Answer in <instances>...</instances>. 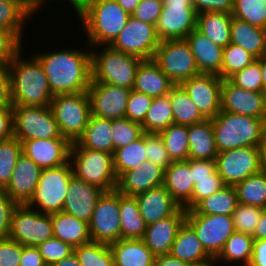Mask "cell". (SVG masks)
<instances>
[{
    "instance_id": "58",
    "label": "cell",
    "mask_w": 266,
    "mask_h": 266,
    "mask_svg": "<svg viewBox=\"0 0 266 266\" xmlns=\"http://www.w3.org/2000/svg\"><path fill=\"white\" fill-rule=\"evenodd\" d=\"M23 245L8 238H0V266H19Z\"/></svg>"
},
{
    "instance_id": "37",
    "label": "cell",
    "mask_w": 266,
    "mask_h": 266,
    "mask_svg": "<svg viewBox=\"0 0 266 266\" xmlns=\"http://www.w3.org/2000/svg\"><path fill=\"white\" fill-rule=\"evenodd\" d=\"M121 239H142L147 225L135 197L119 193Z\"/></svg>"
},
{
    "instance_id": "53",
    "label": "cell",
    "mask_w": 266,
    "mask_h": 266,
    "mask_svg": "<svg viewBox=\"0 0 266 266\" xmlns=\"http://www.w3.org/2000/svg\"><path fill=\"white\" fill-rule=\"evenodd\" d=\"M36 247L39 249L46 266H51L74 252L73 247L55 237L40 243Z\"/></svg>"
},
{
    "instance_id": "26",
    "label": "cell",
    "mask_w": 266,
    "mask_h": 266,
    "mask_svg": "<svg viewBox=\"0 0 266 266\" xmlns=\"http://www.w3.org/2000/svg\"><path fill=\"white\" fill-rule=\"evenodd\" d=\"M146 225L174 215L181 207L161 185L135 196Z\"/></svg>"
},
{
    "instance_id": "67",
    "label": "cell",
    "mask_w": 266,
    "mask_h": 266,
    "mask_svg": "<svg viewBox=\"0 0 266 266\" xmlns=\"http://www.w3.org/2000/svg\"><path fill=\"white\" fill-rule=\"evenodd\" d=\"M154 266H190V264L181 261L170 254H165L155 257Z\"/></svg>"
},
{
    "instance_id": "41",
    "label": "cell",
    "mask_w": 266,
    "mask_h": 266,
    "mask_svg": "<svg viewBox=\"0 0 266 266\" xmlns=\"http://www.w3.org/2000/svg\"><path fill=\"white\" fill-rule=\"evenodd\" d=\"M171 124H174V117L170 103V93L153 98L146 117L141 123L143 132L159 134Z\"/></svg>"
},
{
    "instance_id": "49",
    "label": "cell",
    "mask_w": 266,
    "mask_h": 266,
    "mask_svg": "<svg viewBox=\"0 0 266 266\" xmlns=\"http://www.w3.org/2000/svg\"><path fill=\"white\" fill-rule=\"evenodd\" d=\"M140 123L127 118L112 119L113 152L136 141L143 135Z\"/></svg>"
},
{
    "instance_id": "59",
    "label": "cell",
    "mask_w": 266,
    "mask_h": 266,
    "mask_svg": "<svg viewBox=\"0 0 266 266\" xmlns=\"http://www.w3.org/2000/svg\"><path fill=\"white\" fill-rule=\"evenodd\" d=\"M18 204L0 189V238H8L11 226V216Z\"/></svg>"
},
{
    "instance_id": "14",
    "label": "cell",
    "mask_w": 266,
    "mask_h": 266,
    "mask_svg": "<svg viewBox=\"0 0 266 266\" xmlns=\"http://www.w3.org/2000/svg\"><path fill=\"white\" fill-rule=\"evenodd\" d=\"M185 221L194 229L211 257L219 255L227 239L235 232L233 218L228 215H203L186 210Z\"/></svg>"
},
{
    "instance_id": "63",
    "label": "cell",
    "mask_w": 266,
    "mask_h": 266,
    "mask_svg": "<svg viewBox=\"0 0 266 266\" xmlns=\"http://www.w3.org/2000/svg\"><path fill=\"white\" fill-rule=\"evenodd\" d=\"M14 136L12 108H0V141Z\"/></svg>"
},
{
    "instance_id": "28",
    "label": "cell",
    "mask_w": 266,
    "mask_h": 266,
    "mask_svg": "<svg viewBox=\"0 0 266 266\" xmlns=\"http://www.w3.org/2000/svg\"><path fill=\"white\" fill-rule=\"evenodd\" d=\"M174 84L169 77L151 60H143L136 72L135 91L157 98L170 93Z\"/></svg>"
},
{
    "instance_id": "60",
    "label": "cell",
    "mask_w": 266,
    "mask_h": 266,
    "mask_svg": "<svg viewBox=\"0 0 266 266\" xmlns=\"http://www.w3.org/2000/svg\"><path fill=\"white\" fill-rule=\"evenodd\" d=\"M190 170L194 184H196V179L221 178L216 171L215 160L190 159Z\"/></svg>"
},
{
    "instance_id": "71",
    "label": "cell",
    "mask_w": 266,
    "mask_h": 266,
    "mask_svg": "<svg viewBox=\"0 0 266 266\" xmlns=\"http://www.w3.org/2000/svg\"><path fill=\"white\" fill-rule=\"evenodd\" d=\"M117 3L130 15L135 11L141 0H116Z\"/></svg>"
},
{
    "instance_id": "73",
    "label": "cell",
    "mask_w": 266,
    "mask_h": 266,
    "mask_svg": "<svg viewBox=\"0 0 266 266\" xmlns=\"http://www.w3.org/2000/svg\"><path fill=\"white\" fill-rule=\"evenodd\" d=\"M220 266L219 263L217 262L216 257H210L207 260H204L202 262H198V263H193L190 264V266Z\"/></svg>"
},
{
    "instance_id": "52",
    "label": "cell",
    "mask_w": 266,
    "mask_h": 266,
    "mask_svg": "<svg viewBox=\"0 0 266 266\" xmlns=\"http://www.w3.org/2000/svg\"><path fill=\"white\" fill-rule=\"evenodd\" d=\"M145 147L147 159L153 164L162 167L164 170L173 162L159 134L145 133Z\"/></svg>"
},
{
    "instance_id": "43",
    "label": "cell",
    "mask_w": 266,
    "mask_h": 266,
    "mask_svg": "<svg viewBox=\"0 0 266 266\" xmlns=\"http://www.w3.org/2000/svg\"><path fill=\"white\" fill-rule=\"evenodd\" d=\"M147 160L145 133L131 144L113 152V166L119 178L124 172L138 167Z\"/></svg>"
},
{
    "instance_id": "25",
    "label": "cell",
    "mask_w": 266,
    "mask_h": 266,
    "mask_svg": "<svg viewBox=\"0 0 266 266\" xmlns=\"http://www.w3.org/2000/svg\"><path fill=\"white\" fill-rule=\"evenodd\" d=\"M163 186L173 199L185 210H192L194 182L190 170V158L186 161H173L165 169Z\"/></svg>"
},
{
    "instance_id": "24",
    "label": "cell",
    "mask_w": 266,
    "mask_h": 266,
    "mask_svg": "<svg viewBox=\"0 0 266 266\" xmlns=\"http://www.w3.org/2000/svg\"><path fill=\"white\" fill-rule=\"evenodd\" d=\"M185 218L186 210L181 207L174 215L147 225L142 240L155 256L169 254Z\"/></svg>"
},
{
    "instance_id": "32",
    "label": "cell",
    "mask_w": 266,
    "mask_h": 266,
    "mask_svg": "<svg viewBox=\"0 0 266 266\" xmlns=\"http://www.w3.org/2000/svg\"><path fill=\"white\" fill-rule=\"evenodd\" d=\"M71 147L104 151L113 154L112 119L90 116L83 135Z\"/></svg>"
},
{
    "instance_id": "38",
    "label": "cell",
    "mask_w": 266,
    "mask_h": 266,
    "mask_svg": "<svg viewBox=\"0 0 266 266\" xmlns=\"http://www.w3.org/2000/svg\"><path fill=\"white\" fill-rule=\"evenodd\" d=\"M254 238L242 232H234L225 242L219 255L216 257L219 264L240 265L249 264L252 257Z\"/></svg>"
},
{
    "instance_id": "66",
    "label": "cell",
    "mask_w": 266,
    "mask_h": 266,
    "mask_svg": "<svg viewBox=\"0 0 266 266\" xmlns=\"http://www.w3.org/2000/svg\"><path fill=\"white\" fill-rule=\"evenodd\" d=\"M48 1H50L51 3H52V1L55 2V0H31L34 11L35 12L41 11L39 9H41L43 6H45V3L47 4ZM57 1H59V2L67 1L68 4H70V6H73V7H71L73 9L72 11H76L74 13L77 14L84 7L87 0H56V2Z\"/></svg>"
},
{
    "instance_id": "21",
    "label": "cell",
    "mask_w": 266,
    "mask_h": 266,
    "mask_svg": "<svg viewBox=\"0 0 266 266\" xmlns=\"http://www.w3.org/2000/svg\"><path fill=\"white\" fill-rule=\"evenodd\" d=\"M103 193L100 188L73 175L69 181L62 211L89 223L96 203Z\"/></svg>"
},
{
    "instance_id": "17",
    "label": "cell",
    "mask_w": 266,
    "mask_h": 266,
    "mask_svg": "<svg viewBox=\"0 0 266 266\" xmlns=\"http://www.w3.org/2000/svg\"><path fill=\"white\" fill-rule=\"evenodd\" d=\"M223 80L216 74L201 73L184 81L180 86L206 120L215 118L221 111Z\"/></svg>"
},
{
    "instance_id": "48",
    "label": "cell",
    "mask_w": 266,
    "mask_h": 266,
    "mask_svg": "<svg viewBox=\"0 0 266 266\" xmlns=\"http://www.w3.org/2000/svg\"><path fill=\"white\" fill-rule=\"evenodd\" d=\"M255 60L256 58L242 47L229 43L223 49L222 67L218 76L222 80L228 79L234 73L243 70Z\"/></svg>"
},
{
    "instance_id": "45",
    "label": "cell",
    "mask_w": 266,
    "mask_h": 266,
    "mask_svg": "<svg viewBox=\"0 0 266 266\" xmlns=\"http://www.w3.org/2000/svg\"><path fill=\"white\" fill-rule=\"evenodd\" d=\"M74 253L81 266H114L108 244L91 241L74 248Z\"/></svg>"
},
{
    "instance_id": "36",
    "label": "cell",
    "mask_w": 266,
    "mask_h": 266,
    "mask_svg": "<svg viewBox=\"0 0 266 266\" xmlns=\"http://www.w3.org/2000/svg\"><path fill=\"white\" fill-rule=\"evenodd\" d=\"M34 15L31 1H0V29L14 31L21 39L25 37L24 25Z\"/></svg>"
},
{
    "instance_id": "69",
    "label": "cell",
    "mask_w": 266,
    "mask_h": 266,
    "mask_svg": "<svg viewBox=\"0 0 266 266\" xmlns=\"http://www.w3.org/2000/svg\"><path fill=\"white\" fill-rule=\"evenodd\" d=\"M260 163L263 171H266V127L263 131L261 140L258 145Z\"/></svg>"
},
{
    "instance_id": "20",
    "label": "cell",
    "mask_w": 266,
    "mask_h": 266,
    "mask_svg": "<svg viewBox=\"0 0 266 266\" xmlns=\"http://www.w3.org/2000/svg\"><path fill=\"white\" fill-rule=\"evenodd\" d=\"M22 153L41 169H49L67 164L70 160L72 143L65 137L20 141Z\"/></svg>"
},
{
    "instance_id": "2",
    "label": "cell",
    "mask_w": 266,
    "mask_h": 266,
    "mask_svg": "<svg viewBox=\"0 0 266 266\" xmlns=\"http://www.w3.org/2000/svg\"><path fill=\"white\" fill-rule=\"evenodd\" d=\"M20 51L8 64L13 105L50 106L52 93L48 79L38 59L31 54L26 59Z\"/></svg>"
},
{
    "instance_id": "42",
    "label": "cell",
    "mask_w": 266,
    "mask_h": 266,
    "mask_svg": "<svg viewBox=\"0 0 266 266\" xmlns=\"http://www.w3.org/2000/svg\"><path fill=\"white\" fill-rule=\"evenodd\" d=\"M234 187L239 203L266 208V171L249 176Z\"/></svg>"
},
{
    "instance_id": "12",
    "label": "cell",
    "mask_w": 266,
    "mask_h": 266,
    "mask_svg": "<svg viewBox=\"0 0 266 266\" xmlns=\"http://www.w3.org/2000/svg\"><path fill=\"white\" fill-rule=\"evenodd\" d=\"M155 25L130 16L126 26L113 40V49L136 56L142 60H151L160 44Z\"/></svg>"
},
{
    "instance_id": "65",
    "label": "cell",
    "mask_w": 266,
    "mask_h": 266,
    "mask_svg": "<svg viewBox=\"0 0 266 266\" xmlns=\"http://www.w3.org/2000/svg\"><path fill=\"white\" fill-rule=\"evenodd\" d=\"M251 266H266V239L254 240Z\"/></svg>"
},
{
    "instance_id": "6",
    "label": "cell",
    "mask_w": 266,
    "mask_h": 266,
    "mask_svg": "<svg viewBox=\"0 0 266 266\" xmlns=\"http://www.w3.org/2000/svg\"><path fill=\"white\" fill-rule=\"evenodd\" d=\"M73 175L104 192L116 190L118 177L114 171L113 154L104 151L71 147Z\"/></svg>"
},
{
    "instance_id": "10",
    "label": "cell",
    "mask_w": 266,
    "mask_h": 266,
    "mask_svg": "<svg viewBox=\"0 0 266 266\" xmlns=\"http://www.w3.org/2000/svg\"><path fill=\"white\" fill-rule=\"evenodd\" d=\"M14 137L19 141L63 137L49 106L12 105Z\"/></svg>"
},
{
    "instance_id": "33",
    "label": "cell",
    "mask_w": 266,
    "mask_h": 266,
    "mask_svg": "<svg viewBox=\"0 0 266 266\" xmlns=\"http://www.w3.org/2000/svg\"><path fill=\"white\" fill-rule=\"evenodd\" d=\"M169 254L189 264L202 262L211 257L186 221L180 226Z\"/></svg>"
},
{
    "instance_id": "23",
    "label": "cell",
    "mask_w": 266,
    "mask_h": 266,
    "mask_svg": "<svg viewBox=\"0 0 266 266\" xmlns=\"http://www.w3.org/2000/svg\"><path fill=\"white\" fill-rule=\"evenodd\" d=\"M164 171L147 159L138 167L124 172L118 178L116 190L122 195L135 197L163 185Z\"/></svg>"
},
{
    "instance_id": "46",
    "label": "cell",
    "mask_w": 266,
    "mask_h": 266,
    "mask_svg": "<svg viewBox=\"0 0 266 266\" xmlns=\"http://www.w3.org/2000/svg\"><path fill=\"white\" fill-rule=\"evenodd\" d=\"M231 15L266 30V0H234Z\"/></svg>"
},
{
    "instance_id": "29",
    "label": "cell",
    "mask_w": 266,
    "mask_h": 266,
    "mask_svg": "<svg viewBox=\"0 0 266 266\" xmlns=\"http://www.w3.org/2000/svg\"><path fill=\"white\" fill-rule=\"evenodd\" d=\"M109 247L114 266H154L156 256L142 239H120Z\"/></svg>"
},
{
    "instance_id": "27",
    "label": "cell",
    "mask_w": 266,
    "mask_h": 266,
    "mask_svg": "<svg viewBox=\"0 0 266 266\" xmlns=\"http://www.w3.org/2000/svg\"><path fill=\"white\" fill-rule=\"evenodd\" d=\"M185 39L190 45L199 72L218 75L221 72L224 48L212 42L197 29Z\"/></svg>"
},
{
    "instance_id": "31",
    "label": "cell",
    "mask_w": 266,
    "mask_h": 266,
    "mask_svg": "<svg viewBox=\"0 0 266 266\" xmlns=\"http://www.w3.org/2000/svg\"><path fill=\"white\" fill-rule=\"evenodd\" d=\"M230 43L259 59L266 55V30L232 17Z\"/></svg>"
},
{
    "instance_id": "8",
    "label": "cell",
    "mask_w": 266,
    "mask_h": 266,
    "mask_svg": "<svg viewBox=\"0 0 266 266\" xmlns=\"http://www.w3.org/2000/svg\"><path fill=\"white\" fill-rule=\"evenodd\" d=\"M72 176L70 161L59 167L42 169L34 195L27 205L45 214L62 211Z\"/></svg>"
},
{
    "instance_id": "34",
    "label": "cell",
    "mask_w": 266,
    "mask_h": 266,
    "mask_svg": "<svg viewBox=\"0 0 266 266\" xmlns=\"http://www.w3.org/2000/svg\"><path fill=\"white\" fill-rule=\"evenodd\" d=\"M189 158L215 160L218 154L211 120L188 125Z\"/></svg>"
},
{
    "instance_id": "4",
    "label": "cell",
    "mask_w": 266,
    "mask_h": 266,
    "mask_svg": "<svg viewBox=\"0 0 266 266\" xmlns=\"http://www.w3.org/2000/svg\"><path fill=\"white\" fill-rule=\"evenodd\" d=\"M218 152L240 147H258L266 119L220 111L211 119Z\"/></svg>"
},
{
    "instance_id": "1",
    "label": "cell",
    "mask_w": 266,
    "mask_h": 266,
    "mask_svg": "<svg viewBox=\"0 0 266 266\" xmlns=\"http://www.w3.org/2000/svg\"><path fill=\"white\" fill-rule=\"evenodd\" d=\"M33 54L42 65L52 95L87 91L92 80L91 47Z\"/></svg>"
},
{
    "instance_id": "74",
    "label": "cell",
    "mask_w": 266,
    "mask_h": 266,
    "mask_svg": "<svg viewBox=\"0 0 266 266\" xmlns=\"http://www.w3.org/2000/svg\"><path fill=\"white\" fill-rule=\"evenodd\" d=\"M0 1H31V0H0Z\"/></svg>"
},
{
    "instance_id": "47",
    "label": "cell",
    "mask_w": 266,
    "mask_h": 266,
    "mask_svg": "<svg viewBox=\"0 0 266 266\" xmlns=\"http://www.w3.org/2000/svg\"><path fill=\"white\" fill-rule=\"evenodd\" d=\"M21 154L22 143L14 136L0 141V189H4L10 182Z\"/></svg>"
},
{
    "instance_id": "19",
    "label": "cell",
    "mask_w": 266,
    "mask_h": 266,
    "mask_svg": "<svg viewBox=\"0 0 266 266\" xmlns=\"http://www.w3.org/2000/svg\"><path fill=\"white\" fill-rule=\"evenodd\" d=\"M221 111L266 119V95L245 90L224 79L221 88Z\"/></svg>"
},
{
    "instance_id": "16",
    "label": "cell",
    "mask_w": 266,
    "mask_h": 266,
    "mask_svg": "<svg viewBox=\"0 0 266 266\" xmlns=\"http://www.w3.org/2000/svg\"><path fill=\"white\" fill-rule=\"evenodd\" d=\"M215 163L218 175L229 186H235L262 171L258 147H240L218 152Z\"/></svg>"
},
{
    "instance_id": "7",
    "label": "cell",
    "mask_w": 266,
    "mask_h": 266,
    "mask_svg": "<svg viewBox=\"0 0 266 266\" xmlns=\"http://www.w3.org/2000/svg\"><path fill=\"white\" fill-rule=\"evenodd\" d=\"M50 109L57 122L60 134L71 143L83 135L91 116L90 99L87 91L54 95Z\"/></svg>"
},
{
    "instance_id": "50",
    "label": "cell",
    "mask_w": 266,
    "mask_h": 266,
    "mask_svg": "<svg viewBox=\"0 0 266 266\" xmlns=\"http://www.w3.org/2000/svg\"><path fill=\"white\" fill-rule=\"evenodd\" d=\"M262 212V208L238 203L232 214L234 230L253 237Z\"/></svg>"
},
{
    "instance_id": "44",
    "label": "cell",
    "mask_w": 266,
    "mask_h": 266,
    "mask_svg": "<svg viewBox=\"0 0 266 266\" xmlns=\"http://www.w3.org/2000/svg\"><path fill=\"white\" fill-rule=\"evenodd\" d=\"M159 135L172 161L189 159L188 125L171 124Z\"/></svg>"
},
{
    "instance_id": "11",
    "label": "cell",
    "mask_w": 266,
    "mask_h": 266,
    "mask_svg": "<svg viewBox=\"0 0 266 266\" xmlns=\"http://www.w3.org/2000/svg\"><path fill=\"white\" fill-rule=\"evenodd\" d=\"M51 214L40 213L27 204H18L11 216L9 238L23 246H38L53 238Z\"/></svg>"
},
{
    "instance_id": "13",
    "label": "cell",
    "mask_w": 266,
    "mask_h": 266,
    "mask_svg": "<svg viewBox=\"0 0 266 266\" xmlns=\"http://www.w3.org/2000/svg\"><path fill=\"white\" fill-rule=\"evenodd\" d=\"M156 32L161 41L185 39L196 29L197 13L192 0H162Z\"/></svg>"
},
{
    "instance_id": "15",
    "label": "cell",
    "mask_w": 266,
    "mask_h": 266,
    "mask_svg": "<svg viewBox=\"0 0 266 266\" xmlns=\"http://www.w3.org/2000/svg\"><path fill=\"white\" fill-rule=\"evenodd\" d=\"M119 192H104L98 199L91 219L89 231L92 242L112 244L121 239Z\"/></svg>"
},
{
    "instance_id": "5",
    "label": "cell",
    "mask_w": 266,
    "mask_h": 266,
    "mask_svg": "<svg viewBox=\"0 0 266 266\" xmlns=\"http://www.w3.org/2000/svg\"><path fill=\"white\" fill-rule=\"evenodd\" d=\"M98 48L100 46L90 48L92 81L133 89L137 69L143 60L113 49L110 45Z\"/></svg>"
},
{
    "instance_id": "22",
    "label": "cell",
    "mask_w": 266,
    "mask_h": 266,
    "mask_svg": "<svg viewBox=\"0 0 266 266\" xmlns=\"http://www.w3.org/2000/svg\"><path fill=\"white\" fill-rule=\"evenodd\" d=\"M42 169L25 154H21L4 191L17 204H27L33 197Z\"/></svg>"
},
{
    "instance_id": "18",
    "label": "cell",
    "mask_w": 266,
    "mask_h": 266,
    "mask_svg": "<svg viewBox=\"0 0 266 266\" xmlns=\"http://www.w3.org/2000/svg\"><path fill=\"white\" fill-rule=\"evenodd\" d=\"M131 89L91 80L87 90L91 115L105 119L125 118Z\"/></svg>"
},
{
    "instance_id": "40",
    "label": "cell",
    "mask_w": 266,
    "mask_h": 266,
    "mask_svg": "<svg viewBox=\"0 0 266 266\" xmlns=\"http://www.w3.org/2000/svg\"><path fill=\"white\" fill-rule=\"evenodd\" d=\"M170 103L174 124L193 125L206 120L180 85L171 88Z\"/></svg>"
},
{
    "instance_id": "51",
    "label": "cell",
    "mask_w": 266,
    "mask_h": 266,
    "mask_svg": "<svg viewBox=\"0 0 266 266\" xmlns=\"http://www.w3.org/2000/svg\"><path fill=\"white\" fill-rule=\"evenodd\" d=\"M228 80L235 86L249 91L263 92L260 58L243 70L234 73Z\"/></svg>"
},
{
    "instance_id": "35",
    "label": "cell",
    "mask_w": 266,
    "mask_h": 266,
    "mask_svg": "<svg viewBox=\"0 0 266 266\" xmlns=\"http://www.w3.org/2000/svg\"><path fill=\"white\" fill-rule=\"evenodd\" d=\"M231 19L232 15L224 12H201L197 14L196 29L224 48L231 39Z\"/></svg>"
},
{
    "instance_id": "72",
    "label": "cell",
    "mask_w": 266,
    "mask_h": 266,
    "mask_svg": "<svg viewBox=\"0 0 266 266\" xmlns=\"http://www.w3.org/2000/svg\"><path fill=\"white\" fill-rule=\"evenodd\" d=\"M260 65H261V71H262L263 93L266 95V55L260 58Z\"/></svg>"
},
{
    "instance_id": "68",
    "label": "cell",
    "mask_w": 266,
    "mask_h": 266,
    "mask_svg": "<svg viewBox=\"0 0 266 266\" xmlns=\"http://www.w3.org/2000/svg\"><path fill=\"white\" fill-rule=\"evenodd\" d=\"M254 240L266 239V208L263 209L260 221L253 235Z\"/></svg>"
},
{
    "instance_id": "3",
    "label": "cell",
    "mask_w": 266,
    "mask_h": 266,
    "mask_svg": "<svg viewBox=\"0 0 266 266\" xmlns=\"http://www.w3.org/2000/svg\"><path fill=\"white\" fill-rule=\"evenodd\" d=\"M76 15L90 47L110 45L131 16L116 0H87Z\"/></svg>"
},
{
    "instance_id": "30",
    "label": "cell",
    "mask_w": 266,
    "mask_h": 266,
    "mask_svg": "<svg viewBox=\"0 0 266 266\" xmlns=\"http://www.w3.org/2000/svg\"><path fill=\"white\" fill-rule=\"evenodd\" d=\"M53 236L76 248L91 242L89 224L64 211L51 214Z\"/></svg>"
},
{
    "instance_id": "39",
    "label": "cell",
    "mask_w": 266,
    "mask_h": 266,
    "mask_svg": "<svg viewBox=\"0 0 266 266\" xmlns=\"http://www.w3.org/2000/svg\"><path fill=\"white\" fill-rule=\"evenodd\" d=\"M238 203L235 187L226 185L201 200L192 210L196 214L232 216Z\"/></svg>"
},
{
    "instance_id": "55",
    "label": "cell",
    "mask_w": 266,
    "mask_h": 266,
    "mask_svg": "<svg viewBox=\"0 0 266 266\" xmlns=\"http://www.w3.org/2000/svg\"><path fill=\"white\" fill-rule=\"evenodd\" d=\"M23 43V39L14 31L0 29V65H8L21 50H24Z\"/></svg>"
},
{
    "instance_id": "54",
    "label": "cell",
    "mask_w": 266,
    "mask_h": 266,
    "mask_svg": "<svg viewBox=\"0 0 266 266\" xmlns=\"http://www.w3.org/2000/svg\"><path fill=\"white\" fill-rule=\"evenodd\" d=\"M153 98L147 94L131 89L125 110V118L142 123L146 117Z\"/></svg>"
},
{
    "instance_id": "9",
    "label": "cell",
    "mask_w": 266,
    "mask_h": 266,
    "mask_svg": "<svg viewBox=\"0 0 266 266\" xmlns=\"http://www.w3.org/2000/svg\"><path fill=\"white\" fill-rule=\"evenodd\" d=\"M152 60L174 85L201 74L186 39L160 41Z\"/></svg>"
},
{
    "instance_id": "64",
    "label": "cell",
    "mask_w": 266,
    "mask_h": 266,
    "mask_svg": "<svg viewBox=\"0 0 266 266\" xmlns=\"http://www.w3.org/2000/svg\"><path fill=\"white\" fill-rule=\"evenodd\" d=\"M19 266H46V264L37 247L23 246Z\"/></svg>"
},
{
    "instance_id": "61",
    "label": "cell",
    "mask_w": 266,
    "mask_h": 266,
    "mask_svg": "<svg viewBox=\"0 0 266 266\" xmlns=\"http://www.w3.org/2000/svg\"><path fill=\"white\" fill-rule=\"evenodd\" d=\"M234 0H192L196 13L224 12L232 13Z\"/></svg>"
},
{
    "instance_id": "56",
    "label": "cell",
    "mask_w": 266,
    "mask_h": 266,
    "mask_svg": "<svg viewBox=\"0 0 266 266\" xmlns=\"http://www.w3.org/2000/svg\"><path fill=\"white\" fill-rule=\"evenodd\" d=\"M162 9V0H141L131 16L140 21L156 25Z\"/></svg>"
},
{
    "instance_id": "75",
    "label": "cell",
    "mask_w": 266,
    "mask_h": 266,
    "mask_svg": "<svg viewBox=\"0 0 266 266\" xmlns=\"http://www.w3.org/2000/svg\"><path fill=\"white\" fill-rule=\"evenodd\" d=\"M238 266H240V265H238ZM241 266H251L250 264H246V265H241Z\"/></svg>"
},
{
    "instance_id": "62",
    "label": "cell",
    "mask_w": 266,
    "mask_h": 266,
    "mask_svg": "<svg viewBox=\"0 0 266 266\" xmlns=\"http://www.w3.org/2000/svg\"><path fill=\"white\" fill-rule=\"evenodd\" d=\"M10 72L8 65H0V108H12Z\"/></svg>"
},
{
    "instance_id": "57",
    "label": "cell",
    "mask_w": 266,
    "mask_h": 266,
    "mask_svg": "<svg viewBox=\"0 0 266 266\" xmlns=\"http://www.w3.org/2000/svg\"><path fill=\"white\" fill-rule=\"evenodd\" d=\"M226 184L222 178L196 179L192 193V209L204 198L222 189Z\"/></svg>"
},
{
    "instance_id": "70",
    "label": "cell",
    "mask_w": 266,
    "mask_h": 266,
    "mask_svg": "<svg viewBox=\"0 0 266 266\" xmlns=\"http://www.w3.org/2000/svg\"><path fill=\"white\" fill-rule=\"evenodd\" d=\"M51 266H81L78 257L73 252L71 255L63 258L62 260L52 264Z\"/></svg>"
}]
</instances>
